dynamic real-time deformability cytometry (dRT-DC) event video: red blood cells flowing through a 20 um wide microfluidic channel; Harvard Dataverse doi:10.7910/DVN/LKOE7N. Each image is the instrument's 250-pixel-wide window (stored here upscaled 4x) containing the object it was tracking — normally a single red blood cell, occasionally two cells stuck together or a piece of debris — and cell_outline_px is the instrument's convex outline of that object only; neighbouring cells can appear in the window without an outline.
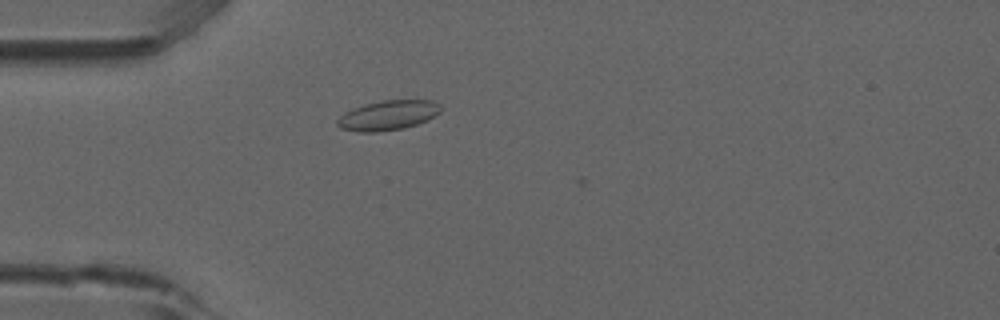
{"species": "common noctule bat (a hibernating species)", "species_latin": "Nyctalus noctula", "temperature_condition": "room temperature", "stored_images_in_passage": 4, "camera_frame_rate_fps": 3000, "um_per_image_px": 0.085, "animal": {"sex": "male", "forearm_length_mm": 52.5}, "frame": {"image": 1, "passage_image": 3, "time_ms": 0.667, "image_size_px": [1000, 320], "cell_outline_px": [[440, 112], [428, 120], [404, 128], [376, 132], [360, 132], [340, 128], [336, 124], [336, 120], [344, 112], [352, 108], [364, 104], [380, 100], [432, 100], [440, 104]], "centroid_in_image_um": [32.95, 9.79], "position_along_channel_um": 52.0, "area_um2": 18.03}}